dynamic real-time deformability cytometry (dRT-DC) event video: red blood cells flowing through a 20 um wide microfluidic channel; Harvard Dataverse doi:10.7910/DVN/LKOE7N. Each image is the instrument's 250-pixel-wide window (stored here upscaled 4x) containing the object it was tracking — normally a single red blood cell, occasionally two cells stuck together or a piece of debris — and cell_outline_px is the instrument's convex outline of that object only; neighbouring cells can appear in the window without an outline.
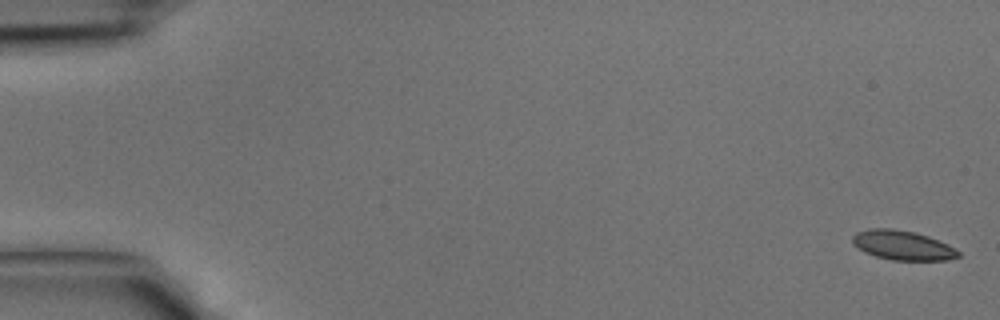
{"species": "common noctule bat (a hibernating species)", "species_latin": "Nyctalus noctula", "temperature_condition": "cold", "stored_images_in_passage": 42, "camera_frame_rate_fps": 3000, "um_per_image_px": 0.085, "animal": {"sex": "male", "body_mass_g": 15.6}, "frame": {"image": 1, "passage_image": 1, "time_ms": 0.0, "image_size_px": [1000, 320], "cell_outline_px": [[960, 256], [948, 260], [892, 260], [876, 256], [864, 252], [852, 244], [852, 236], [856, 232], [868, 228], [892, 228], [916, 232], [928, 236], [948, 244], [960, 252]], "centroid_in_image_um": [76.7, 20.84], "position_along_channel_um": 8.3, "area_um2": 18.32}}
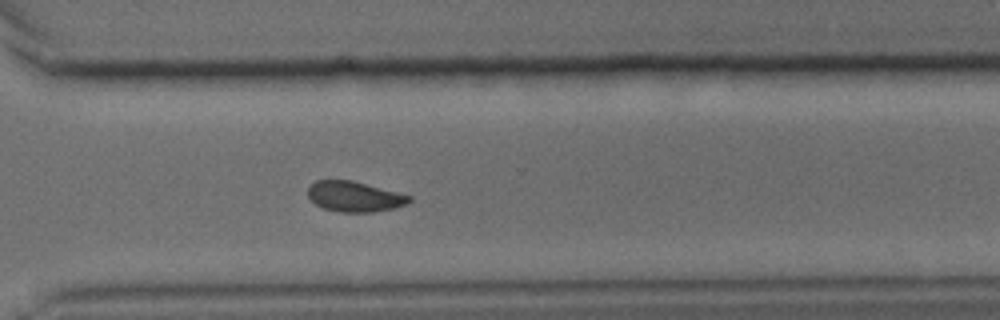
{"frame": {"image": 2, "passage_image": 31, "time_ms": 10.0, "image_size_px": [1000, 320], "cell_outline_px": [[412, 200], [408, 204], [392, 208], [372, 212], [340, 212], [324, 208], [316, 204], [308, 196], [308, 184], [316, 180], [352, 180], [412, 196]], "centroid_in_image_um": [30.12, 16.7], "position_along_channel_um": 340.5, "area_um2": 17.92}}
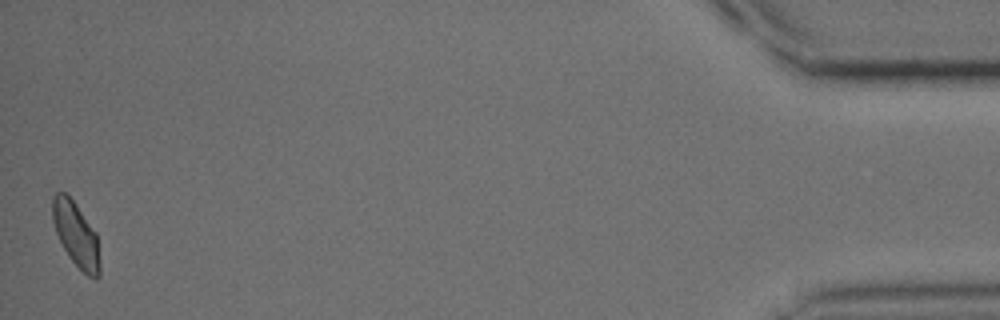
{"frame": {"image": 3, "passage_image": 42, "time_ms": 13.667, "image_size_px": [1000, 320], "cell_outline_px": [[100, 276], [96, 280], [88, 276], [68, 256], [56, 232], [52, 220], [52, 196], [56, 192], [64, 192], [76, 204], [96, 232], [100, 264]], "centroid_in_image_um": [6.47, 19.94], "position_along_channel_um": 428.7, "area_um2": 17.69}}